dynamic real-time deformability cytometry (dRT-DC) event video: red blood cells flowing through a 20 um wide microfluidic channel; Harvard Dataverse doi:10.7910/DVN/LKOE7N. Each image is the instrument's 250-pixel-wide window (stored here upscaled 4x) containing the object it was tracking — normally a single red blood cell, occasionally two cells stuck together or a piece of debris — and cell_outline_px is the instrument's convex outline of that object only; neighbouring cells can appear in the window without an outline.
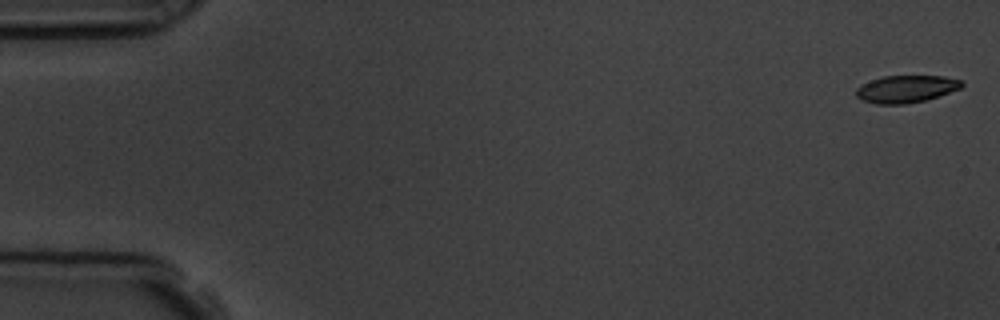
{"species": "common noctule bat (a hibernating species)", "species_latin": "Nyctalus noctula", "temperature_condition": "room temperature", "stored_images_in_passage": 54, "camera_frame_rate_fps": 3000, "um_per_image_px": 0.085, "animal": {"sex": "male", "body_mass_g": 19.5, "forearm_length_mm": 54.6}, "frame": {"image": 1, "passage_image": 1, "time_ms": 0.0, "image_size_px": [1000, 320], "cell_outline_px": [[964, 84], [960, 88], [924, 100], [904, 104], [876, 104], [864, 100], [856, 96], [856, 88], [860, 84], [884, 76], [944, 76], [960, 80]], "centroid_in_image_um": [76.98, 7.55], "position_along_channel_um": 8.0, "area_um2": 16.53}}
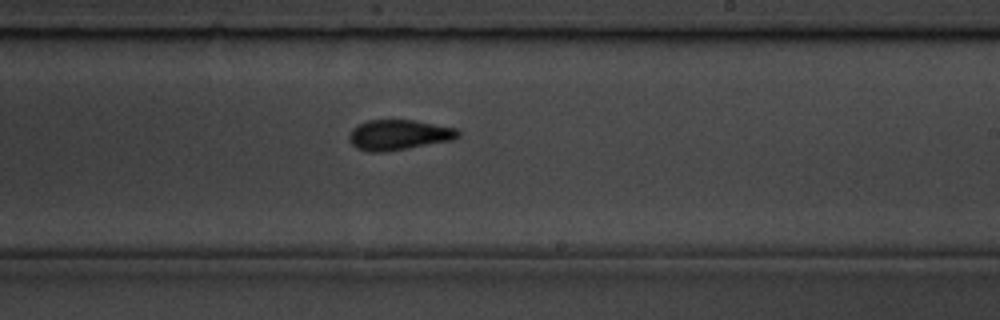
{"frame": {"image": 2, "passage_image": 32, "time_ms": 10.333, "image_size_px": [1000, 320], "cell_outline_px": [[460, 136], [452, 140], [408, 148], [384, 152], [368, 152], [356, 148], [348, 140], [348, 136], [352, 128], [368, 120], [416, 120], [460, 128]], "centroid_in_image_um": [33.92, 11.46], "position_along_channel_um": 255.1, "area_um2": 19.48}}
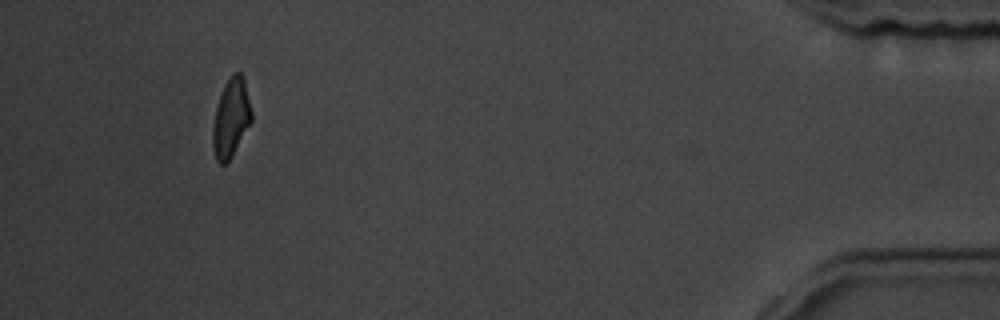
{"frame": {"image": 3, "passage_image": 50, "time_ms": 16.333, "image_size_px": [1000, 320], "cell_outline_px": [[252, 120], [232, 156], [224, 164], [220, 164], [216, 160], [212, 144], [212, 128], [216, 108], [224, 84], [232, 72], [240, 72], [244, 76], [252, 112]], "centroid_in_image_um": [19.64, 9.99], "position_along_channel_um": 415.6, "area_um2": 17.8}, "authors_computed_cell_mechanics": {"area_um2": 18.3804, "velocity_mm_per_s": 3.8116, "shape_relaxation_time_tau1_ms": 3.3993, "shape_relaxation_time_tau2_ms": 2.1857, "deformation_change_tau1": 0.1343, "deformation_change_tau2": 0.0838}}